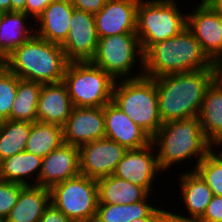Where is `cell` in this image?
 I'll use <instances>...</instances> for the list:
<instances>
[{
  "label": "cell",
  "mask_w": 222,
  "mask_h": 222,
  "mask_svg": "<svg viewBox=\"0 0 222 222\" xmlns=\"http://www.w3.org/2000/svg\"><path fill=\"white\" fill-rule=\"evenodd\" d=\"M160 169L169 171L170 167L185 160L198 163L213 149L214 145L205 137L199 117L173 120L163 123L151 138ZM189 159V160H188Z\"/></svg>",
  "instance_id": "obj_2"
},
{
  "label": "cell",
  "mask_w": 222,
  "mask_h": 222,
  "mask_svg": "<svg viewBox=\"0 0 222 222\" xmlns=\"http://www.w3.org/2000/svg\"><path fill=\"white\" fill-rule=\"evenodd\" d=\"M74 106L62 82L42 84L37 103L36 121L63 127Z\"/></svg>",
  "instance_id": "obj_19"
},
{
  "label": "cell",
  "mask_w": 222,
  "mask_h": 222,
  "mask_svg": "<svg viewBox=\"0 0 222 222\" xmlns=\"http://www.w3.org/2000/svg\"><path fill=\"white\" fill-rule=\"evenodd\" d=\"M39 222H73L52 203L45 209Z\"/></svg>",
  "instance_id": "obj_36"
},
{
  "label": "cell",
  "mask_w": 222,
  "mask_h": 222,
  "mask_svg": "<svg viewBox=\"0 0 222 222\" xmlns=\"http://www.w3.org/2000/svg\"><path fill=\"white\" fill-rule=\"evenodd\" d=\"M198 117L205 137L215 147L222 141V85L215 79L205 92Z\"/></svg>",
  "instance_id": "obj_23"
},
{
  "label": "cell",
  "mask_w": 222,
  "mask_h": 222,
  "mask_svg": "<svg viewBox=\"0 0 222 222\" xmlns=\"http://www.w3.org/2000/svg\"><path fill=\"white\" fill-rule=\"evenodd\" d=\"M42 83L20 79L18 81L16 99L13 103L10 120L35 122L37 103Z\"/></svg>",
  "instance_id": "obj_27"
},
{
  "label": "cell",
  "mask_w": 222,
  "mask_h": 222,
  "mask_svg": "<svg viewBox=\"0 0 222 222\" xmlns=\"http://www.w3.org/2000/svg\"><path fill=\"white\" fill-rule=\"evenodd\" d=\"M104 117L105 137L127 150L143 148L151 143V137L112 101L104 106Z\"/></svg>",
  "instance_id": "obj_18"
},
{
  "label": "cell",
  "mask_w": 222,
  "mask_h": 222,
  "mask_svg": "<svg viewBox=\"0 0 222 222\" xmlns=\"http://www.w3.org/2000/svg\"><path fill=\"white\" fill-rule=\"evenodd\" d=\"M187 12V28L198 40L205 54L214 61L222 55V16L204 0Z\"/></svg>",
  "instance_id": "obj_12"
},
{
  "label": "cell",
  "mask_w": 222,
  "mask_h": 222,
  "mask_svg": "<svg viewBox=\"0 0 222 222\" xmlns=\"http://www.w3.org/2000/svg\"><path fill=\"white\" fill-rule=\"evenodd\" d=\"M26 0H11V12H25Z\"/></svg>",
  "instance_id": "obj_39"
},
{
  "label": "cell",
  "mask_w": 222,
  "mask_h": 222,
  "mask_svg": "<svg viewBox=\"0 0 222 222\" xmlns=\"http://www.w3.org/2000/svg\"><path fill=\"white\" fill-rule=\"evenodd\" d=\"M19 80L8 68L0 70V121L10 119Z\"/></svg>",
  "instance_id": "obj_31"
},
{
  "label": "cell",
  "mask_w": 222,
  "mask_h": 222,
  "mask_svg": "<svg viewBox=\"0 0 222 222\" xmlns=\"http://www.w3.org/2000/svg\"><path fill=\"white\" fill-rule=\"evenodd\" d=\"M222 141L220 143H218L215 148H219V152L222 154V151H220V148L222 149Z\"/></svg>",
  "instance_id": "obj_43"
},
{
  "label": "cell",
  "mask_w": 222,
  "mask_h": 222,
  "mask_svg": "<svg viewBox=\"0 0 222 222\" xmlns=\"http://www.w3.org/2000/svg\"><path fill=\"white\" fill-rule=\"evenodd\" d=\"M62 143H64L63 127L35 121L32 123L25 151L43 158Z\"/></svg>",
  "instance_id": "obj_26"
},
{
  "label": "cell",
  "mask_w": 222,
  "mask_h": 222,
  "mask_svg": "<svg viewBox=\"0 0 222 222\" xmlns=\"http://www.w3.org/2000/svg\"><path fill=\"white\" fill-rule=\"evenodd\" d=\"M140 0H107L94 15L99 38L136 33L137 8Z\"/></svg>",
  "instance_id": "obj_16"
},
{
  "label": "cell",
  "mask_w": 222,
  "mask_h": 222,
  "mask_svg": "<svg viewBox=\"0 0 222 222\" xmlns=\"http://www.w3.org/2000/svg\"><path fill=\"white\" fill-rule=\"evenodd\" d=\"M98 204H133L144 200L149 193L138 185L115 175L97 179Z\"/></svg>",
  "instance_id": "obj_24"
},
{
  "label": "cell",
  "mask_w": 222,
  "mask_h": 222,
  "mask_svg": "<svg viewBox=\"0 0 222 222\" xmlns=\"http://www.w3.org/2000/svg\"><path fill=\"white\" fill-rule=\"evenodd\" d=\"M105 138L104 107H74L63 126L64 143L81 146Z\"/></svg>",
  "instance_id": "obj_14"
},
{
  "label": "cell",
  "mask_w": 222,
  "mask_h": 222,
  "mask_svg": "<svg viewBox=\"0 0 222 222\" xmlns=\"http://www.w3.org/2000/svg\"><path fill=\"white\" fill-rule=\"evenodd\" d=\"M115 82L91 61L69 62L63 77L74 107H104L112 101Z\"/></svg>",
  "instance_id": "obj_7"
},
{
  "label": "cell",
  "mask_w": 222,
  "mask_h": 222,
  "mask_svg": "<svg viewBox=\"0 0 222 222\" xmlns=\"http://www.w3.org/2000/svg\"><path fill=\"white\" fill-rule=\"evenodd\" d=\"M53 1L55 0H26L25 13L36 21L43 10Z\"/></svg>",
  "instance_id": "obj_35"
},
{
  "label": "cell",
  "mask_w": 222,
  "mask_h": 222,
  "mask_svg": "<svg viewBox=\"0 0 222 222\" xmlns=\"http://www.w3.org/2000/svg\"><path fill=\"white\" fill-rule=\"evenodd\" d=\"M4 68H7V56L0 49V70Z\"/></svg>",
  "instance_id": "obj_42"
},
{
  "label": "cell",
  "mask_w": 222,
  "mask_h": 222,
  "mask_svg": "<svg viewBox=\"0 0 222 222\" xmlns=\"http://www.w3.org/2000/svg\"><path fill=\"white\" fill-rule=\"evenodd\" d=\"M112 102L151 138L163 124L153 78L143 75L138 78L116 81Z\"/></svg>",
  "instance_id": "obj_5"
},
{
  "label": "cell",
  "mask_w": 222,
  "mask_h": 222,
  "mask_svg": "<svg viewBox=\"0 0 222 222\" xmlns=\"http://www.w3.org/2000/svg\"><path fill=\"white\" fill-rule=\"evenodd\" d=\"M50 203V189L37 185L25 186L5 222H39Z\"/></svg>",
  "instance_id": "obj_21"
},
{
  "label": "cell",
  "mask_w": 222,
  "mask_h": 222,
  "mask_svg": "<svg viewBox=\"0 0 222 222\" xmlns=\"http://www.w3.org/2000/svg\"><path fill=\"white\" fill-rule=\"evenodd\" d=\"M4 13H5L4 11L0 10V23H1V20L3 18Z\"/></svg>",
  "instance_id": "obj_44"
},
{
  "label": "cell",
  "mask_w": 222,
  "mask_h": 222,
  "mask_svg": "<svg viewBox=\"0 0 222 222\" xmlns=\"http://www.w3.org/2000/svg\"><path fill=\"white\" fill-rule=\"evenodd\" d=\"M42 159L27 151L8 157L0 162V179L24 186H39Z\"/></svg>",
  "instance_id": "obj_22"
},
{
  "label": "cell",
  "mask_w": 222,
  "mask_h": 222,
  "mask_svg": "<svg viewBox=\"0 0 222 222\" xmlns=\"http://www.w3.org/2000/svg\"><path fill=\"white\" fill-rule=\"evenodd\" d=\"M207 4L215 7V9L220 13L222 16V1H205Z\"/></svg>",
  "instance_id": "obj_41"
},
{
  "label": "cell",
  "mask_w": 222,
  "mask_h": 222,
  "mask_svg": "<svg viewBox=\"0 0 222 222\" xmlns=\"http://www.w3.org/2000/svg\"><path fill=\"white\" fill-rule=\"evenodd\" d=\"M143 61V50L136 33L99 38L96 54L91 60L115 81L143 76ZM135 67L140 69L137 71L139 74L135 75L136 72H132Z\"/></svg>",
  "instance_id": "obj_8"
},
{
  "label": "cell",
  "mask_w": 222,
  "mask_h": 222,
  "mask_svg": "<svg viewBox=\"0 0 222 222\" xmlns=\"http://www.w3.org/2000/svg\"><path fill=\"white\" fill-rule=\"evenodd\" d=\"M149 196L152 194L133 204H98L94 222H131L145 218L156 208L149 204Z\"/></svg>",
  "instance_id": "obj_28"
},
{
  "label": "cell",
  "mask_w": 222,
  "mask_h": 222,
  "mask_svg": "<svg viewBox=\"0 0 222 222\" xmlns=\"http://www.w3.org/2000/svg\"><path fill=\"white\" fill-rule=\"evenodd\" d=\"M51 203L73 222H94L99 203L97 179L79 174L50 189Z\"/></svg>",
  "instance_id": "obj_9"
},
{
  "label": "cell",
  "mask_w": 222,
  "mask_h": 222,
  "mask_svg": "<svg viewBox=\"0 0 222 222\" xmlns=\"http://www.w3.org/2000/svg\"><path fill=\"white\" fill-rule=\"evenodd\" d=\"M69 61L61 45L34 34L7 56V68L20 79L42 84L63 81Z\"/></svg>",
  "instance_id": "obj_4"
},
{
  "label": "cell",
  "mask_w": 222,
  "mask_h": 222,
  "mask_svg": "<svg viewBox=\"0 0 222 222\" xmlns=\"http://www.w3.org/2000/svg\"><path fill=\"white\" fill-rule=\"evenodd\" d=\"M143 59V74L150 78L213 68V61L187 27L175 37L150 46Z\"/></svg>",
  "instance_id": "obj_3"
},
{
  "label": "cell",
  "mask_w": 222,
  "mask_h": 222,
  "mask_svg": "<svg viewBox=\"0 0 222 222\" xmlns=\"http://www.w3.org/2000/svg\"><path fill=\"white\" fill-rule=\"evenodd\" d=\"M0 10L11 12V0H0Z\"/></svg>",
  "instance_id": "obj_40"
},
{
  "label": "cell",
  "mask_w": 222,
  "mask_h": 222,
  "mask_svg": "<svg viewBox=\"0 0 222 222\" xmlns=\"http://www.w3.org/2000/svg\"><path fill=\"white\" fill-rule=\"evenodd\" d=\"M32 21L34 22L25 12L4 13L0 23V49L6 56L35 34Z\"/></svg>",
  "instance_id": "obj_25"
},
{
  "label": "cell",
  "mask_w": 222,
  "mask_h": 222,
  "mask_svg": "<svg viewBox=\"0 0 222 222\" xmlns=\"http://www.w3.org/2000/svg\"><path fill=\"white\" fill-rule=\"evenodd\" d=\"M25 186L0 179V218L6 219Z\"/></svg>",
  "instance_id": "obj_32"
},
{
  "label": "cell",
  "mask_w": 222,
  "mask_h": 222,
  "mask_svg": "<svg viewBox=\"0 0 222 222\" xmlns=\"http://www.w3.org/2000/svg\"><path fill=\"white\" fill-rule=\"evenodd\" d=\"M127 149L108 138H101L79 146L80 174L99 179L110 176Z\"/></svg>",
  "instance_id": "obj_10"
},
{
  "label": "cell",
  "mask_w": 222,
  "mask_h": 222,
  "mask_svg": "<svg viewBox=\"0 0 222 222\" xmlns=\"http://www.w3.org/2000/svg\"><path fill=\"white\" fill-rule=\"evenodd\" d=\"M76 9L95 15L104 6L107 0H68Z\"/></svg>",
  "instance_id": "obj_34"
},
{
  "label": "cell",
  "mask_w": 222,
  "mask_h": 222,
  "mask_svg": "<svg viewBox=\"0 0 222 222\" xmlns=\"http://www.w3.org/2000/svg\"><path fill=\"white\" fill-rule=\"evenodd\" d=\"M195 171L212 190L222 196V154L214 148L198 163Z\"/></svg>",
  "instance_id": "obj_30"
},
{
  "label": "cell",
  "mask_w": 222,
  "mask_h": 222,
  "mask_svg": "<svg viewBox=\"0 0 222 222\" xmlns=\"http://www.w3.org/2000/svg\"><path fill=\"white\" fill-rule=\"evenodd\" d=\"M175 0H140L136 34L143 53L152 45L175 37L187 27V12Z\"/></svg>",
  "instance_id": "obj_6"
},
{
  "label": "cell",
  "mask_w": 222,
  "mask_h": 222,
  "mask_svg": "<svg viewBox=\"0 0 222 222\" xmlns=\"http://www.w3.org/2000/svg\"><path fill=\"white\" fill-rule=\"evenodd\" d=\"M74 8L68 0L51 2L35 21V34L51 43L62 45L69 34Z\"/></svg>",
  "instance_id": "obj_20"
},
{
  "label": "cell",
  "mask_w": 222,
  "mask_h": 222,
  "mask_svg": "<svg viewBox=\"0 0 222 222\" xmlns=\"http://www.w3.org/2000/svg\"><path fill=\"white\" fill-rule=\"evenodd\" d=\"M79 174V147L62 143L43 157L39 186L51 189L54 185Z\"/></svg>",
  "instance_id": "obj_17"
},
{
  "label": "cell",
  "mask_w": 222,
  "mask_h": 222,
  "mask_svg": "<svg viewBox=\"0 0 222 222\" xmlns=\"http://www.w3.org/2000/svg\"><path fill=\"white\" fill-rule=\"evenodd\" d=\"M99 37L93 14L74 8L69 34L61 45L69 62L91 61L97 51Z\"/></svg>",
  "instance_id": "obj_11"
},
{
  "label": "cell",
  "mask_w": 222,
  "mask_h": 222,
  "mask_svg": "<svg viewBox=\"0 0 222 222\" xmlns=\"http://www.w3.org/2000/svg\"><path fill=\"white\" fill-rule=\"evenodd\" d=\"M162 123L198 117L205 92L214 80V69L172 73L153 78Z\"/></svg>",
  "instance_id": "obj_1"
},
{
  "label": "cell",
  "mask_w": 222,
  "mask_h": 222,
  "mask_svg": "<svg viewBox=\"0 0 222 222\" xmlns=\"http://www.w3.org/2000/svg\"><path fill=\"white\" fill-rule=\"evenodd\" d=\"M31 126L27 121H0V162L25 151Z\"/></svg>",
  "instance_id": "obj_29"
},
{
  "label": "cell",
  "mask_w": 222,
  "mask_h": 222,
  "mask_svg": "<svg viewBox=\"0 0 222 222\" xmlns=\"http://www.w3.org/2000/svg\"><path fill=\"white\" fill-rule=\"evenodd\" d=\"M214 79L222 85V55L213 61Z\"/></svg>",
  "instance_id": "obj_38"
},
{
  "label": "cell",
  "mask_w": 222,
  "mask_h": 222,
  "mask_svg": "<svg viewBox=\"0 0 222 222\" xmlns=\"http://www.w3.org/2000/svg\"><path fill=\"white\" fill-rule=\"evenodd\" d=\"M197 222H222V196L213 195L203 216Z\"/></svg>",
  "instance_id": "obj_33"
},
{
  "label": "cell",
  "mask_w": 222,
  "mask_h": 222,
  "mask_svg": "<svg viewBox=\"0 0 222 222\" xmlns=\"http://www.w3.org/2000/svg\"><path fill=\"white\" fill-rule=\"evenodd\" d=\"M155 150L152 143L143 148L127 150L118 162L113 175L143 187L149 194L154 193L153 181L158 178L157 173H163Z\"/></svg>",
  "instance_id": "obj_13"
},
{
  "label": "cell",
  "mask_w": 222,
  "mask_h": 222,
  "mask_svg": "<svg viewBox=\"0 0 222 222\" xmlns=\"http://www.w3.org/2000/svg\"><path fill=\"white\" fill-rule=\"evenodd\" d=\"M169 211L156 207L147 217L134 219L131 222H170Z\"/></svg>",
  "instance_id": "obj_37"
},
{
  "label": "cell",
  "mask_w": 222,
  "mask_h": 222,
  "mask_svg": "<svg viewBox=\"0 0 222 222\" xmlns=\"http://www.w3.org/2000/svg\"><path fill=\"white\" fill-rule=\"evenodd\" d=\"M204 1H222V0H204Z\"/></svg>",
  "instance_id": "obj_45"
},
{
  "label": "cell",
  "mask_w": 222,
  "mask_h": 222,
  "mask_svg": "<svg viewBox=\"0 0 222 222\" xmlns=\"http://www.w3.org/2000/svg\"><path fill=\"white\" fill-rule=\"evenodd\" d=\"M183 171L179 174V191L182 203L189 214L187 216L169 212L170 222H197L204 214L213 193L201 176L194 170ZM190 217H189V216Z\"/></svg>",
  "instance_id": "obj_15"
}]
</instances>
